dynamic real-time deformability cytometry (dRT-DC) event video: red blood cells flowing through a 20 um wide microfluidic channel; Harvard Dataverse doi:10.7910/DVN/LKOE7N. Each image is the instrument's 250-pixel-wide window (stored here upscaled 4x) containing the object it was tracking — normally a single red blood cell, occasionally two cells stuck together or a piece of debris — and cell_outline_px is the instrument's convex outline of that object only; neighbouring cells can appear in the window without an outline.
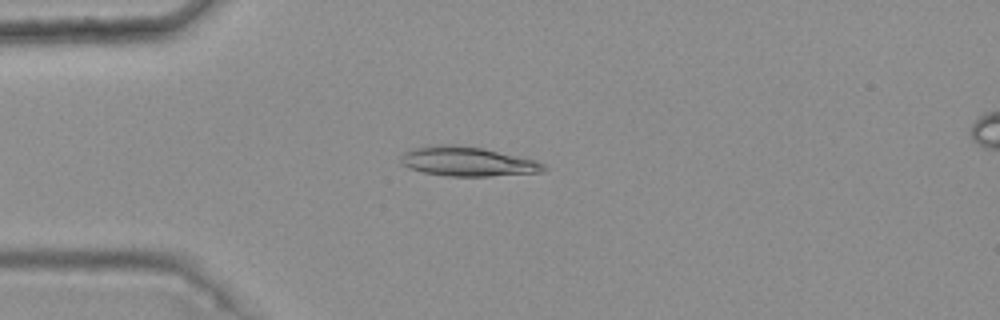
{"species": "common noctule bat (a hibernating species)", "species_latin": "Nyctalus noctula", "temperature_condition": "warm", "stored_images_in_passage": 6, "camera_frame_rate_fps": 3000, "um_per_image_px": 0.085, "animal": {"sex": "female", "body_mass_g": 25.1}, "frame": {"image": 1, "passage_image": 5, "time_ms": 1.333, "image_size_px": [1000, 320], "cell_outline_px": [[548, 168], [544, 172], [488, 176], [448, 176], [424, 172], [408, 168], [400, 164], [400, 156], [404, 152], [412, 148], [440, 144], [452, 144], [484, 148], [536, 160], [544, 164]], "centroid_in_image_um": [39.73, 13.72], "position_along_channel_um": 45.3, "area_um2": 24.68}}